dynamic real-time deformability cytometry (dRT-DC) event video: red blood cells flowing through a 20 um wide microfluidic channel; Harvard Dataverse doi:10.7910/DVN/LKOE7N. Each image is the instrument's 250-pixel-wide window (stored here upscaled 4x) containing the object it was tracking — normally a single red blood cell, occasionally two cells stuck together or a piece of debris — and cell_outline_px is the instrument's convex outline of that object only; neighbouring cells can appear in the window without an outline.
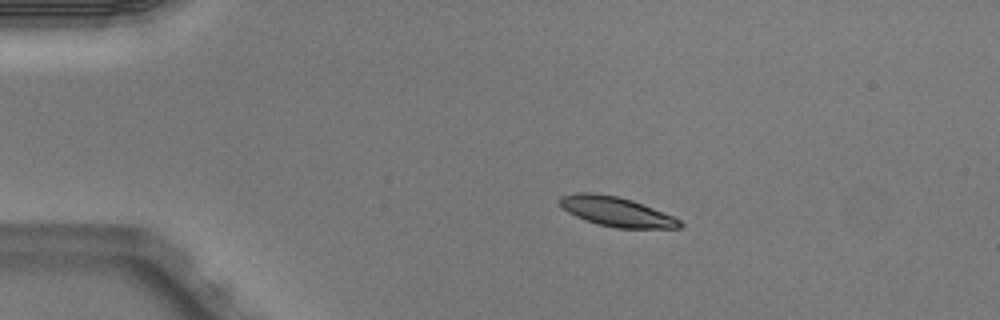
{"species": "Egyptian fruit bat (a non-hibernating species)", "species_latin": "Rousettus aegyptiacus", "temperature_condition": "warm", "stored_images_in_passage": 5, "camera_frame_rate_fps": 3000, "um_per_image_px": 0.085, "animal": {"sex": "male"}, "frame": {"image": 1, "passage_image": 3, "time_ms": 0.667, "image_size_px": [1000, 320], "cell_outline_px": [[684, 224], [680, 228], [616, 228], [596, 224], [576, 216], [568, 212], [560, 204], [560, 196], [576, 192], [596, 192], [616, 196], [632, 200], [672, 216], [680, 220]], "centroid_in_image_um": [52.38, 17.98], "position_along_channel_um": 32.6, "area_um2": 20.58}}
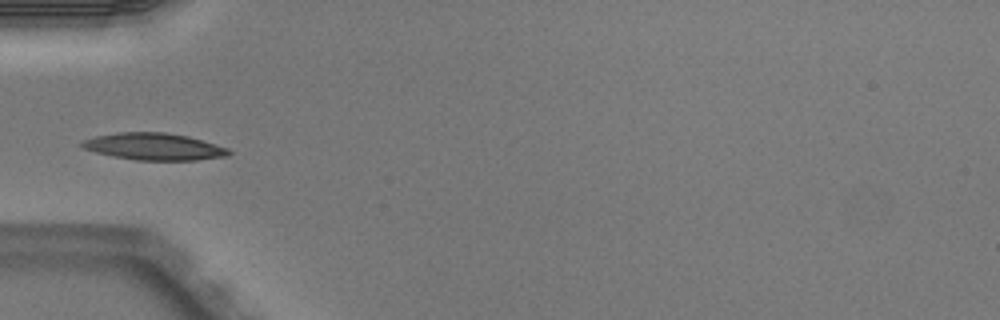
{"frame": {"image": 2, "passage_image": 5, "time_ms": 1.333, "image_size_px": [1000, 320], "cell_outline_px": [[232, 152], [228, 156], [196, 160], [136, 160], [112, 156], [96, 152], [84, 148], [80, 144], [84, 140], [96, 136], [116, 132], [164, 132], [188, 136], [228, 148]], "centroid_in_image_um": [13.11, 12.46], "position_along_channel_um": 71.9, "area_um2": 22.95}}